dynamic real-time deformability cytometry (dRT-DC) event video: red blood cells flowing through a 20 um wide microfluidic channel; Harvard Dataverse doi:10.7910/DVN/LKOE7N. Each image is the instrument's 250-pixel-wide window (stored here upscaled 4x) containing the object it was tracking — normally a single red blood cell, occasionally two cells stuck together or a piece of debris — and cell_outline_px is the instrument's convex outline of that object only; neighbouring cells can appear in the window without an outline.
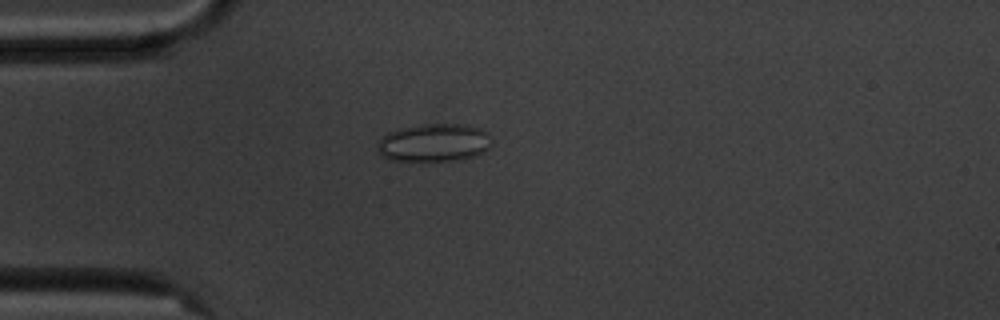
{"species": "common noctule bat (a hibernating species)", "species_latin": "Nyctalus noctula", "temperature_condition": "cold", "stored_images_in_passage": 44, "camera_frame_rate_fps": 3000, "um_per_image_px": 0.085, "animal": {"sex": "male", "body_mass_g": 20.1, "forearm_length_mm": 53.5}, "frame": {"image": 1, "passage_image": 3, "time_ms": 0.667, "image_size_px": [1000, 320], "cell_outline_px": [[488, 148], [484, 152], [476, 156], [460, 160], [388, 160], [380, 156], [376, 148], [376, 144], [388, 132], [396, 128], [432, 124], [464, 124], [480, 128], [488, 132]], "centroid_in_image_um": [36.84, 12.13], "position_along_channel_um": 48.2, "area_um2": 25.26}}
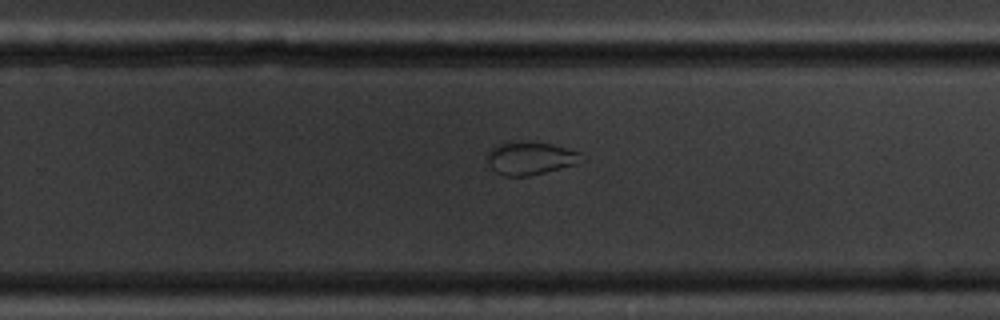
{"frame": {"image": 2, "passage_image": 24, "time_ms": 7.667, "image_size_px": [1000, 320], "cell_outline_px": [[584, 160], [576, 164], [528, 176], [504, 176], [496, 172], [492, 168], [488, 160], [488, 152], [496, 144], [548, 144], [580, 152], [584, 156]], "centroid_in_image_um": [45.11, 13.5], "position_along_channel_um": 284.7, "area_um2": 17.22}}
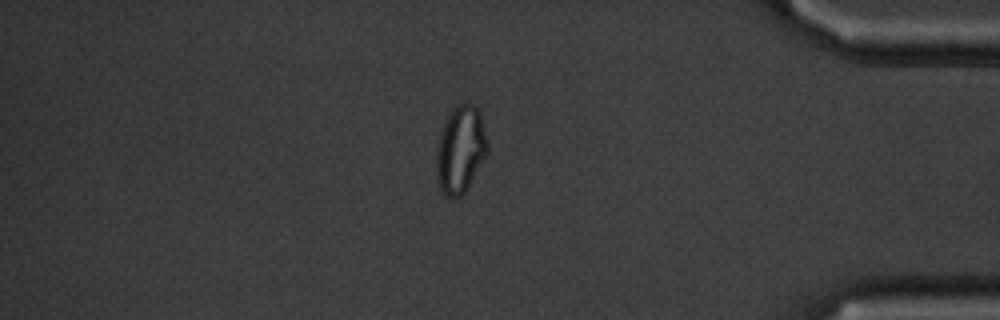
{"frame": {"image": 3, "passage_image": 36, "time_ms": 11.667, "image_size_px": [1000, 320], "cell_outline_px": [[488, 152], [468, 188], [460, 196], [444, 196], [440, 188], [436, 176], [436, 156], [440, 136], [444, 124], [452, 108], [456, 104], [468, 100], [480, 112], [488, 144]], "centroid_in_image_um": [39.15, 12.69], "position_along_channel_um": 396.0, "area_um2": 25.95}, "authors_computed_cell_mechanics": {"area_um2": 21.8484, "velocity_mm_per_s": 3.5597, "shape_relaxation_time_tau1_ms": null, "shape_relaxation_time_tau2_ms": 1.9768, "deformation_change_tau1": null, "deformation_change_tau2": 0.0536}}